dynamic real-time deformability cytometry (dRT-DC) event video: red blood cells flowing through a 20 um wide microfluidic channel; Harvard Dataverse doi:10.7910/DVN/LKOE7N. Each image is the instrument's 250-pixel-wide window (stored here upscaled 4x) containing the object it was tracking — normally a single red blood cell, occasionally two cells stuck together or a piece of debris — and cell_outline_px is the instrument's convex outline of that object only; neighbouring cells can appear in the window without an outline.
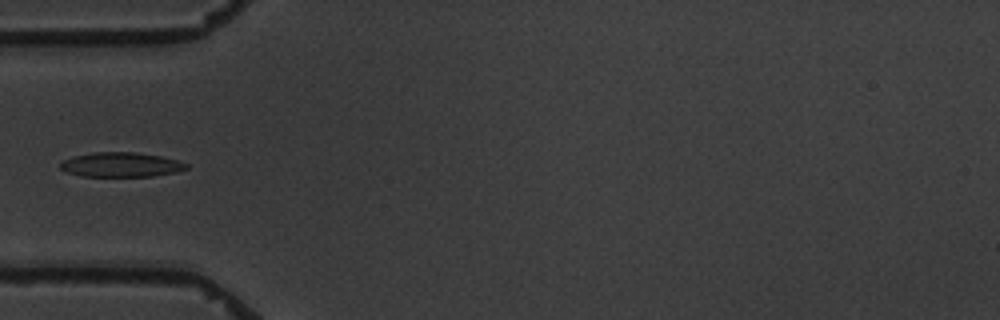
{"species": "common noctule bat (a hibernating species)", "species_latin": "Nyctalus noctula", "temperature_condition": "warm", "stored_images_in_passage": 6, "camera_frame_rate_fps": 3000, "um_per_image_px": 0.085, "animal": {"sex": "male", "body_mass_g": 19.5, "forearm_length_mm": 54.6}, "frame": {"image": 1, "passage_image": 5, "time_ms": 4.667, "image_size_px": [1000, 320], "cell_outline_px": [[188, 168], [176, 172], [152, 176], [80, 176], [64, 172], [60, 168], [60, 164], [64, 160], [72, 156], [92, 152], [136, 152], [160, 156], [176, 160], [188, 164]], "centroid_in_image_um": [10.24, 14.0], "position_along_channel_um": 74.8, "area_um2": 18.09}}
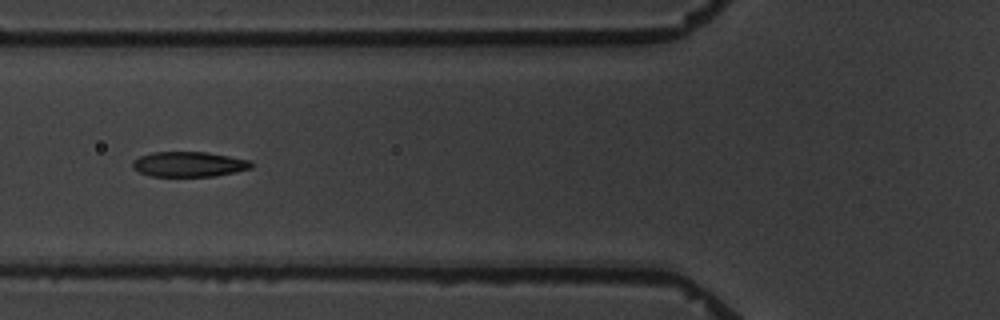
{"frame": {"image": 2, "passage_image": 6, "time_ms": 5.667, "image_size_px": [1000, 320], "cell_outline_px": [[252, 168], [236, 172], [212, 176], [152, 176], [140, 172], [132, 168], [132, 160], [140, 156], [152, 152], [208, 152], [252, 160]], "centroid_in_image_um": [16.07, 13.95], "position_along_channel_um": 109.7, "area_um2": 17.46}}